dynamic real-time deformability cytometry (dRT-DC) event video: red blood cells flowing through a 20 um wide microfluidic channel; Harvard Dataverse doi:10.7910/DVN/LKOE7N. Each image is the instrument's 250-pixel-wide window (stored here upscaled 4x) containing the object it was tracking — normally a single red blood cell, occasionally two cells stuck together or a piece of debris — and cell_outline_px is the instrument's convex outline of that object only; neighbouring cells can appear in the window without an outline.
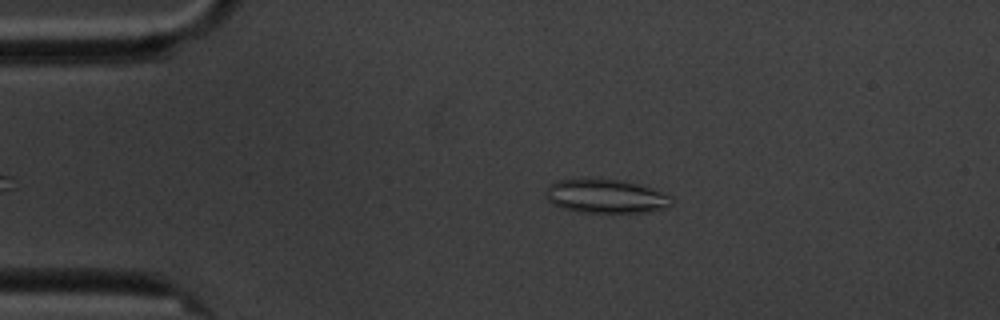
{"species": "common noctule bat (a hibernating species)", "species_latin": "Nyctalus noctula", "temperature_condition": "cold", "stored_images_in_passage": 3, "camera_frame_rate_fps": 3000, "um_per_image_px": 0.085, "animal": {"sex": "male", "body_mass_g": 20.1, "forearm_length_mm": 53.5}, "frame": {"image": 1, "passage_image": 2, "time_ms": 1.0, "image_size_px": [1000, 320], "cell_outline_px": [[672, 204], [668, 208], [652, 212], [580, 212], [564, 208], [552, 204], [544, 196], [544, 192], [548, 184], [556, 180], [624, 180], [640, 184], [668, 192], [672, 196]], "centroid_in_image_um": [51.56, 16.69], "position_along_channel_um": 33.4, "area_um2": 25.14}}